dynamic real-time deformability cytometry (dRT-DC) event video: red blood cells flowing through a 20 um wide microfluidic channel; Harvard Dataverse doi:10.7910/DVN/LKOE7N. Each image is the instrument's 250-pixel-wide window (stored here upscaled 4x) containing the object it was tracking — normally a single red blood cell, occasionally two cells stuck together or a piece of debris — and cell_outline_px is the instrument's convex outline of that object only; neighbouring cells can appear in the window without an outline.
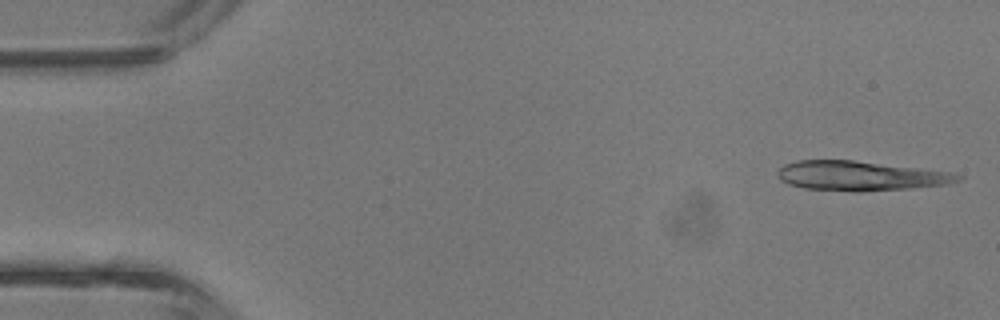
{"species": "common noctule bat (a hibernating species)", "species_latin": "Nyctalus noctula", "temperature_condition": "room temperature", "stored_images_in_passage": 5, "camera_frame_rate_fps": 3000, "um_per_image_px": 0.085, "animal": {"sex": "male", "body_mass_g": 13.3}, "frame": {"image": 1, "passage_image": 1, "time_ms": 0.0, "image_size_px": [1000, 320], "cell_outline_px": [[964, 176], [960, 180], [948, 184], [912, 188], [860, 192], [852, 192], [804, 188], [788, 184], [780, 180], [776, 172], [784, 164], [796, 160], [852, 160], [948, 172]], "centroid_in_image_um": [73.07, 14.96], "position_along_channel_um": 11.9, "area_um2": 31.04}}